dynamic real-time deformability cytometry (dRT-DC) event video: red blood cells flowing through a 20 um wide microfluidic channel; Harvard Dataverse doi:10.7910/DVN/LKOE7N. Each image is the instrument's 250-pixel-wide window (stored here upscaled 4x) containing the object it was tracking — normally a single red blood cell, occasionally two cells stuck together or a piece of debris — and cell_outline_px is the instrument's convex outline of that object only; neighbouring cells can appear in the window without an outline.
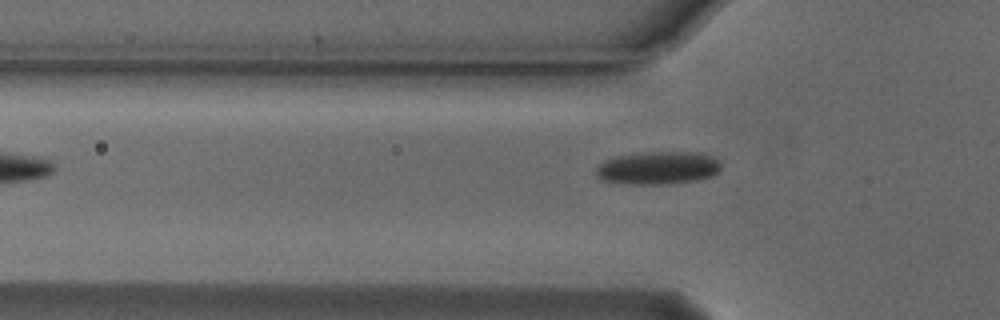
{"species": "Egyptian fruit bat (a non-hibernating species)", "species_latin": "Rousettus aegyptiacus", "temperature_condition": "cold", "stored_images_in_passage": 33, "camera_frame_rate_fps": 3000, "um_per_image_px": 0.085, "animal": {"sex": "male"}, "frame": {"image": 1, "passage_image": 3, "time_ms": 0.667, "image_size_px": [1000, 320], "cell_outline_px": [[720, 168], [712, 176], [696, 180], [668, 184], [632, 184], [600, 180], [596, 176], [596, 168], [604, 160], [616, 156], [648, 152], [704, 152], [712, 156], [720, 164]], "centroid_in_image_um": [55.91, 14.27], "position_along_channel_um": 69.9, "area_um2": 23.99}}
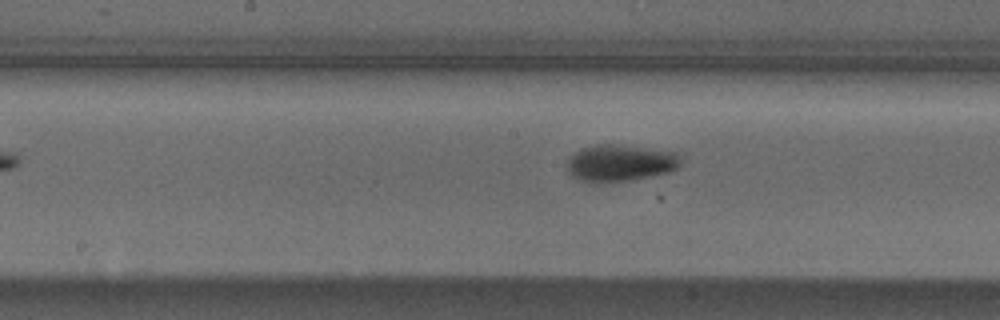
{"frame": {"image": 2, "passage_image": 13, "time_ms": 4.0, "image_size_px": [1000, 320], "cell_outline_px": [[680, 164], [676, 168], [668, 172], [652, 176], [632, 180], [580, 180], [572, 176], [568, 172], [568, 160], [580, 148], [596, 144], [612, 144], [676, 152], [680, 160]], "centroid_in_image_um": [52.72, 13.83], "position_along_channel_um": 195.5, "area_um2": 23.58}}
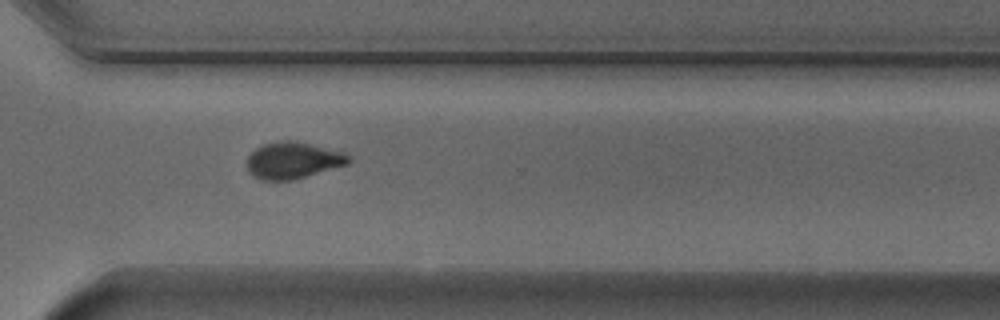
{"frame": {"image": 3, "passage_image": 25, "time_ms": 8.0, "image_size_px": [1000, 320], "cell_outline_px": [[352, 160], [348, 164], [292, 180], [260, 180], [252, 176], [248, 172], [248, 156], [256, 148], [264, 144], [284, 140], [292, 140], [344, 152]], "centroid_in_image_um": [24.88, 13.64], "position_along_channel_um": 345.7, "area_um2": 21.5}, "authors_computed_cell_mechanics": {"area_um2": 23.3512, "velocity_mm_per_s": 3.7644, "shape_relaxation_time_tau1_ms": 2.3286, "shape_relaxation_time_tau2_ms": null, "deformation_change_tau1": 0.1176, "deformation_change_tau2": null}}